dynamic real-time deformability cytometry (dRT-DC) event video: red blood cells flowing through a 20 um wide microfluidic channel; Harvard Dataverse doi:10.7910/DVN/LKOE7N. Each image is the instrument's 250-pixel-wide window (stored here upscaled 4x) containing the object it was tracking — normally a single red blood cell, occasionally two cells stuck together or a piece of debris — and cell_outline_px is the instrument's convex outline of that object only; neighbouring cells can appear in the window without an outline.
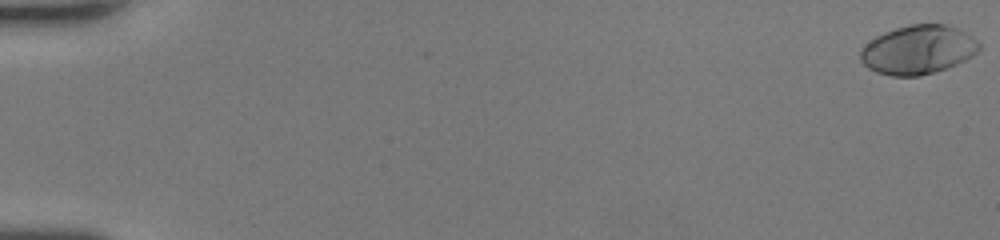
{"species": "human", "species_latin": "Homo sapiens", "temperature_condition": "room temperature", "stored_images_in_passage": 40, "camera_frame_rate_fps": 3000, "um_per_image_px": 0.085, "donor": {"sex": "female"}, "frame": {"image": 1, "passage_image": 1, "time_ms": 0.0, "image_size_px": [1000, 240], "cell_outline_px": [[980, 48], [972, 56], [956, 64], [920, 76], [892, 76], [876, 72], [868, 68], [860, 60], [860, 48], [864, 44], [876, 36], [884, 32], [908, 24], [944, 24], [956, 28], [964, 32], [976, 40], [980, 44]], "centroid_in_image_um": [77.98, 4.23], "position_along_channel_um": 7.0, "area_um2": 33.64}}
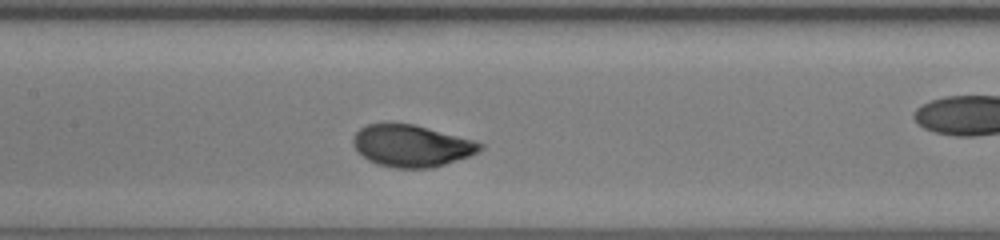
{"frame": {"image": 2, "passage_image": 23, "time_ms": 7.333, "image_size_px": [1000, 240], "cell_outline_px": [[484, 148], [468, 156], [432, 168], [396, 168], [380, 164], [368, 160], [352, 144], [352, 136], [360, 128], [368, 124], [388, 120], [416, 124], [476, 140], [484, 144]], "centroid_in_image_um": [34.97, 12.34], "position_along_channel_um": 172.4, "area_um2": 31.56}}
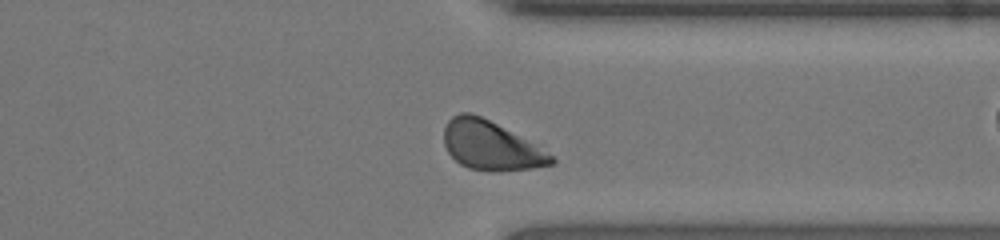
{"frame": {"image": 3, "passage_image": 37, "time_ms": 12.0, "image_size_px": [1000, 240], "cell_outline_px": [[556, 160], [552, 164], [532, 168], [496, 172], [492, 172], [468, 168], [460, 164], [448, 152], [444, 144], [444, 128], [448, 120], [452, 116], [460, 112], [472, 112], [496, 124], [532, 144], [552, 156]], "centroid_in_image_um": [41.64, 12.39], "position_along_channel_um": 369.8, "area_um2": 30.06}}